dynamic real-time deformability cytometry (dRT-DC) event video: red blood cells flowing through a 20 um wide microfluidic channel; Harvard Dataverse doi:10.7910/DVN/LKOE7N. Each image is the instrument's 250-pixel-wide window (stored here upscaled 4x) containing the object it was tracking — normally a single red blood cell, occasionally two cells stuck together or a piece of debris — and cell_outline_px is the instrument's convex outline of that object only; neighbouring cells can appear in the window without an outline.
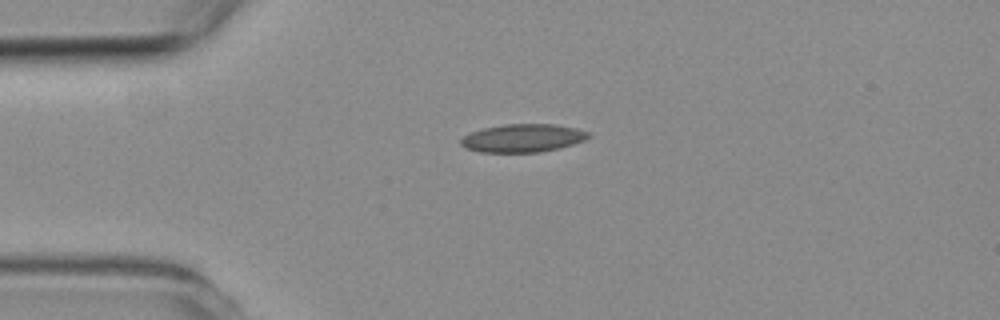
{"species": "common noctule bat (a hibernating species)", "species_latin": "Nyctalus noctula", "temperature_condition": "room temperature", "stored_images_in_passage": 2, "camera_frame_rate_fps": 3000, "um_per_image_px": 0.085, "animal": {"sex": "female", "body_mass_g": 19.3, "forearm_length_mm": 54.1}, "frame": {"image": 1, "passage_image": 1, "time_ms": 0.0, "image_size_px": [1000, 320], "cell_outline_px": [[592, 136], [584, 140], [560, 148], [540, 152], [480, 152], [464, 148], [460, 144], [460, 140], [464, 136], [472, 132], [484, 128], [504, 124], [556, 124], [576, 128], [588, 132]], "centroid_in_image_um": [44.44, 11.74], "position_along_channel_um": 40.6, "area_um2": 20.92}}